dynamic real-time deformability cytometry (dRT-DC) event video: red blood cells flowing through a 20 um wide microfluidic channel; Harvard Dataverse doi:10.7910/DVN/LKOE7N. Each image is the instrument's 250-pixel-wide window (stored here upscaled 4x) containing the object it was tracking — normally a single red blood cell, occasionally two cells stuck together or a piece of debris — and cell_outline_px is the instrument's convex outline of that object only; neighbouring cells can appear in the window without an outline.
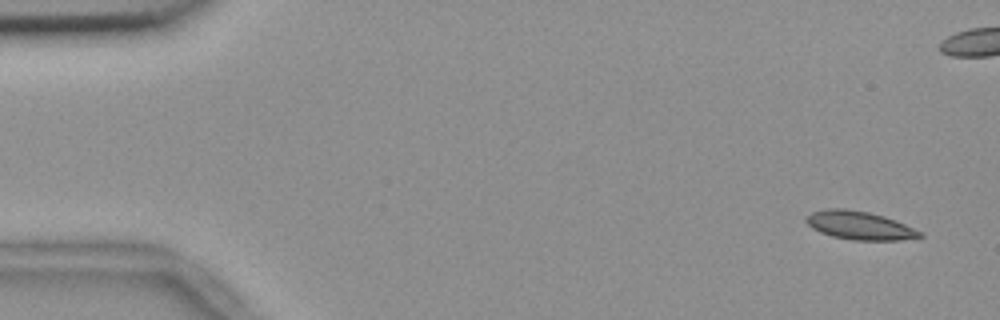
{"species": "common noctule bat (a hibernating species)", "species_latin": "Nyctalus noctula", "temperature_condition": "room temperature", "stored_images_in_passage": 7, "camera_frame_rate_fps": 3000, "um_per_image_px": 0.085, "animal": {"sex": "female", "body_mass_g": 18.4}, "frame": {"image": 1, "passage_image": 1, "time_ms": 0.0, "image_size_px": [1000, 320], "cell_outline_px": [[924, 236], [896, 240], [852, 240], [832, 236], [820, 232], [812, 228], [804, 220], [812, 212], [828, 208], [844, 208], [868, 212], [884, 216], [924, 232]], "centroid_in_image_um": [73.06, 19.16], "position_along_channel_um": 11.9, "area_um2": 18.67}}
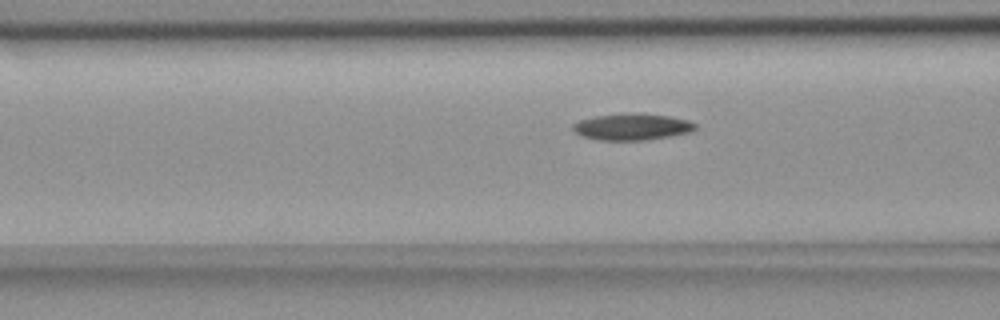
{"frame": {"image": 2, "passage_image": 7, "time_ms": 2.0, "image_size_px": [1000, 320], "cell_outline_px": [[696, 128], [688, 132], [672, 136], [644, 140], [600, 140], [580, 136], [572, 128], [572, 124], [580, 120], [596, 116], [636, 112], [640, 112], [668, 116], [688, 120], [696, 124]], "centroid_in_image_um": [53.71, 10.77], "position_along_channel_um": 112.9, "area_um2": 18.96}}